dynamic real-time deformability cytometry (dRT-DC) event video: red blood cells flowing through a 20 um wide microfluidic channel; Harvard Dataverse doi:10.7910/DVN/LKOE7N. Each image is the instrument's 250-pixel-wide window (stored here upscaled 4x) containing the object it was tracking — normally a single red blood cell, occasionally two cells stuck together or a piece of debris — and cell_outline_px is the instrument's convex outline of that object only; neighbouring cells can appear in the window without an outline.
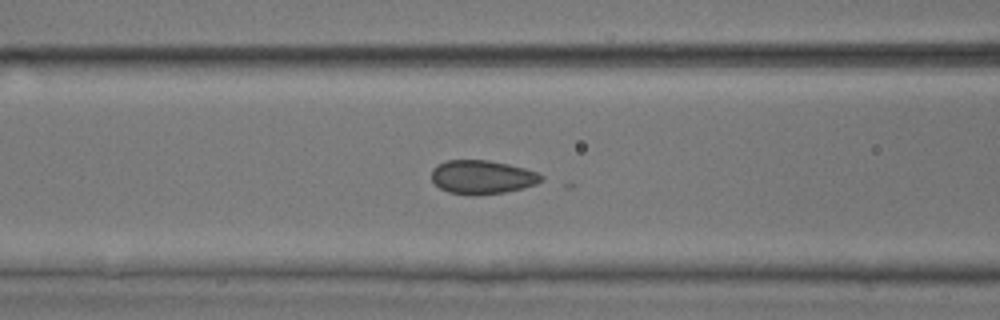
{"species": "common noctule bat (a hibernating species)", "species_latin": "Nyctalus noctula", "temperature_condition": "room temperature", "stored_images_in_passage": 27, "camera_frame_rate_fps": 3000, "um_per_image_px": 0.085, "animal": {"sex": "male", "body_mass_g": 17.9, "forearm_length_mm": 54.2}, "frame": {"image": 1, "passage_image": 22, "time_ms": 7.0, "image_size_px": [1000, 320], "cell_outline_px": [[544, 180], [536, 184], [524, 188], [504, 192], [476, 196], [472, 196], [448, 192], [440, 188], [432, 180], [432, 168], [436, 164], [448, 160], [488, 160], [508, 164], [524, 168], [536, 172], [544, 176]], "centroid_in_image_um": [40.98, 15.06], "position_along_channel_um": 125.6, "area_um2": 21.79}}
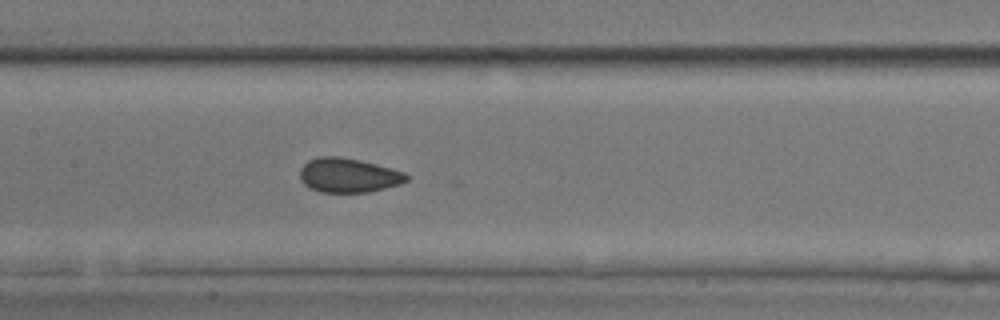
{"frame": {"image": 2, "passage_image": 26, "time_ms": 8.333, "image_size_px": [1000, 320], "cell_outline_px": [[408, 180], [400, 184], [368, 192], [320, 192], [308, 188], [300, 180], [300, 168], [308, 160], [320, 156], [340, 156], [360, 160], [376, 164], [404, 172], [408, 176]], "centroid_in_image_um": [29.58, 14.9], "position_along_channel_um": 177.8, "area_um2": 21.39}}